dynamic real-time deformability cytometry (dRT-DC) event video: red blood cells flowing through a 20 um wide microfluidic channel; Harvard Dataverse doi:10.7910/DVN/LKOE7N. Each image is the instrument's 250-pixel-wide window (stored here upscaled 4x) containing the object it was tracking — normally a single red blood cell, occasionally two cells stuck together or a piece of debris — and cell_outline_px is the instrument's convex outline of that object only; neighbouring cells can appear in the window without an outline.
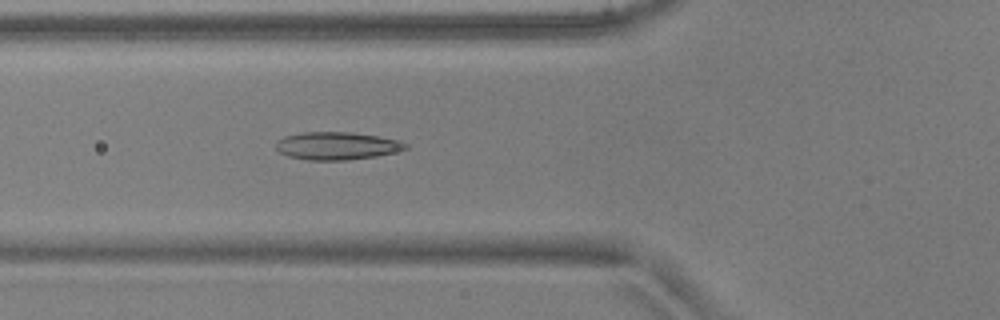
{"species": "common noctule bat (a hibernating species)", "species_latin": "Nyctalus noctula", "temperature_condition": "warm", "stored_images_in_passage": 52, "camera_frame_rate_fps": 3000, "um_per_image_px": 0.085, "animal": {"sex": "male", "body_mass_g": 17.9, "forearm_length_mm": 54.2}, "frame": {"image": 1, "passage_image": 20, "time_ms": 6.333, "image_size_px": [1000, 320], "cell_outline_px": [[408, 148], [376, 156], [348, 160], [308, 160], [288, 156], [280, 152], [276, 148], [276, 140], [284, 136], [304, 132], [348, 132], [376, 136], [400, 140], [408, 144]], "centroid_in_image_um": [28.61, 12.39], "position_along_channel_um": 97.2, "area_um2": 20.87}}
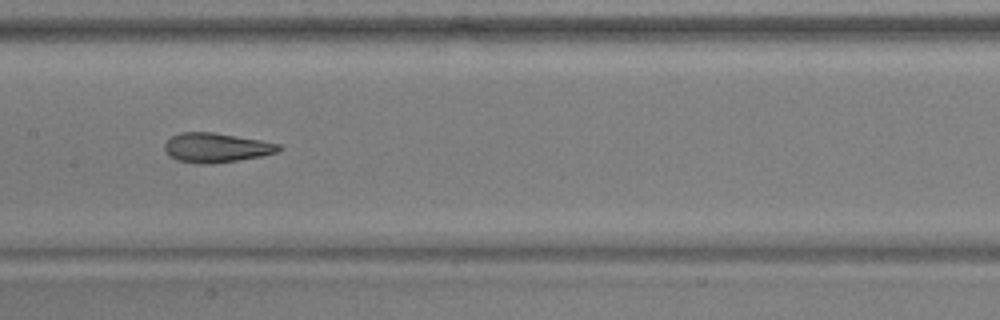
{"frame": {"image": 2, "passage_image": 27, "time_ms": 8.667, "image_size_px": [1000, 320], "cell_outline_px": [[284, 148], [276, 152], [260, 156], [212, 164], [200, 164], [176, 160], [164, 148], [164, 144], [172, 136], [180, 132], [212, 132], [260, 140], [280, 144]], "centroid_in_image_um": [18.38, 12.55], "position_along_channel_um": 189.0, "area_um2": 19.36}}
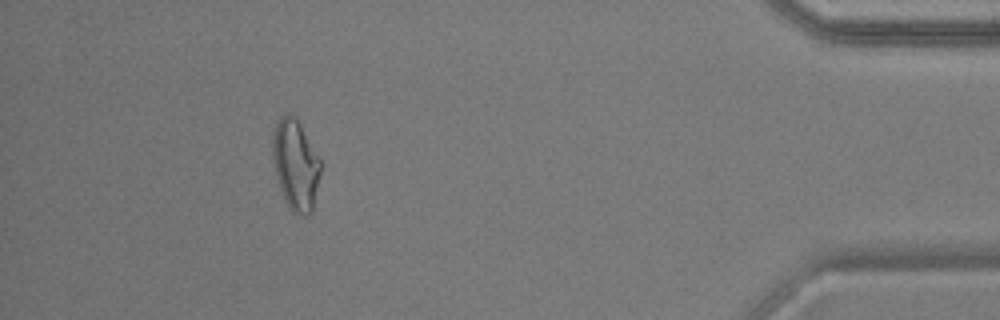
{"frame": {"image": 3, "passage_image": 48, "time_ms": 15.667, "image_size_px": [1000, 320], "cell_outline_px": [[320, 176], [312, 216], [304, 216], [292, 212], [288, 208], [284, 200], [276, 176], [272, 156], [272, 132], [280, 116], [284, 112], [288, 112], [296, 116], [320, 160]], "centroid_in_image_um": [25.11, 14.02], "position_along_channel_um": 410.1, "area_um2": 25.78}, "authors_computed_cell_mechanics": {"area_um2": 21.0392, "velocity_mm_per_s": 3.9039, "shape_relaxation_time_tau1_ms": null, "shape_relaxation_time_tau2_ms": 1.4883, "deformation_change_tau1": null, "deformation_change_tau2": 0.0691}}